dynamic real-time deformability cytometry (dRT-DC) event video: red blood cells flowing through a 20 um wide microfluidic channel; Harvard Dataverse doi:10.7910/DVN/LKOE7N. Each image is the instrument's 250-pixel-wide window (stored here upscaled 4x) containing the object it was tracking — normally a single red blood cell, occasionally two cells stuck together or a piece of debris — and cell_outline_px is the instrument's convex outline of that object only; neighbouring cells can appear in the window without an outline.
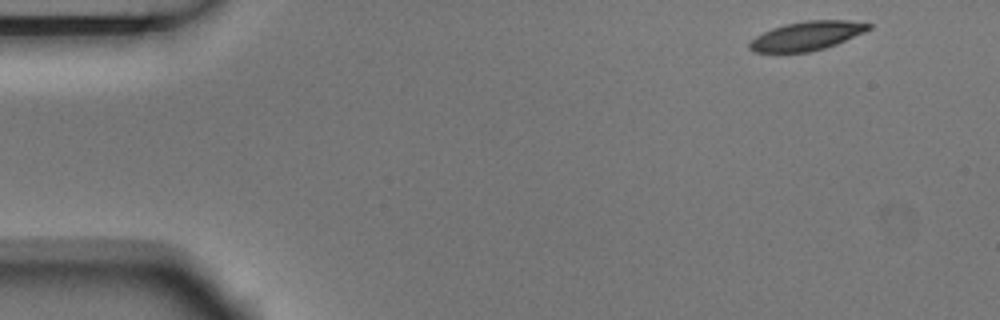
{"species": "Egyptian fruit bat (a non-hibernating species)", "species_latin": "Rousettus aegyptiacus", "temperature_condition": "room temperature", "stored_images_in_passage": 5, "segment_of_instrument_passage": [2, 2], "camera_frame_rate_fps": 3000, "um_per_image_px": 0.085, "animal": {"sex": "male"}, "frame": {"image": 1, "passage_image": 5, "time_ms": 1.333, "image_size_px": [1000, 320], "cell_outline_px": [[872, 28], [864, 32], [836, 44], [824, 48], [808, 52], [752, 52], [748, 48], [748, 44], [756, 36], [772, 28], [784, 24], [808, 20], [848, 20], [872, 24]], "centroid_in_image_um": [68.57, 3.04], "position_along_channel_um": 16.4, "area_um2": 20.0}}